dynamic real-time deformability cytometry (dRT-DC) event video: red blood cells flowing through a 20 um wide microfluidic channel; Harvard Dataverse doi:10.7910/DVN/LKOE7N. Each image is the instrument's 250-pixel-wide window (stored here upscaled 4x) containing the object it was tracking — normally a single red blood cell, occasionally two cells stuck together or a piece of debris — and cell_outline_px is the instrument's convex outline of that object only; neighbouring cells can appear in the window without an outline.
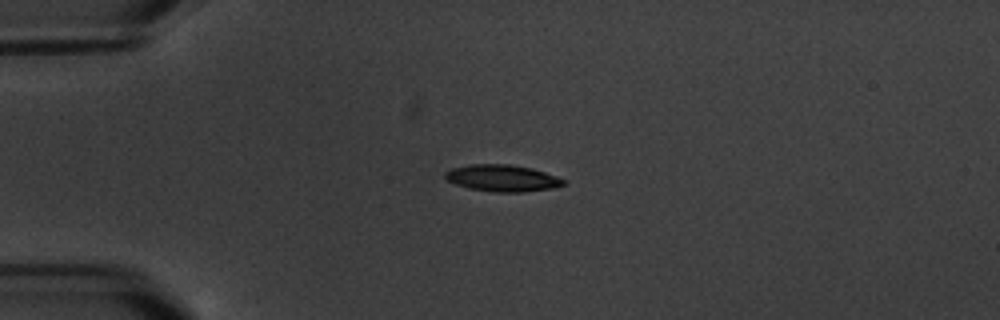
{"species": "common noctule bat (a hibernating species)", "species_latin": "Nyctalus noctula", "temperature_condition": "warm", "stored_images_in_passage": 4, "camera_frame_rate_fps": 3000, "um_per_image_px": 0.085, "animal": {"sex": "male", "body_mass_g": 20.1, "forearm_length_mm": 53.5}, "frame": {"image": 1, "passage_image": 1, "time_ms": 0.0, "image_size_px": [1000, 320], "cell_outline_px": [[568, 184], [556, 188], [520, 192], [496, 192], [468, 188], [456, 184], [448, 180], [444, 176], [444, 172], [452, 168], [472, 164], [508, 164], [532, 168], [556, 176], [564, 180]], "centroid_in_image_um": [42.73, 15.14], "position_along_channel_um": 42.3, "area_um2": 18.44}}
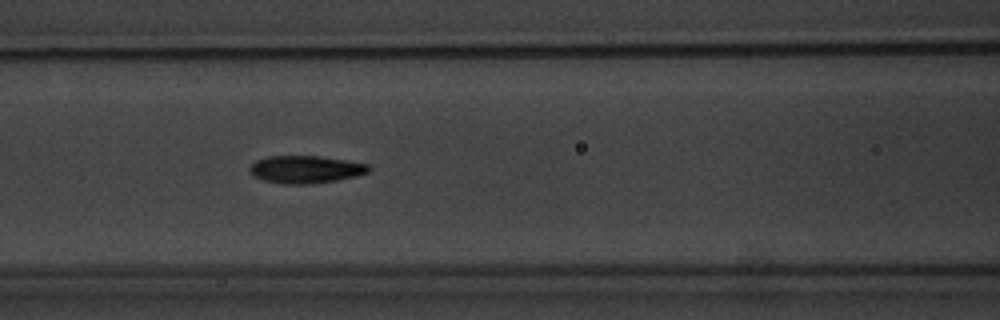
{"frame": {"image": 2, "passage_image": 4, "time_ms": 3.667, "image_size_px": [1000, 320], "cell_outline_px": [[372, 168], [368, 172], [356, 176], [336, 180], [308, 184], [284, 184], [264, 180], [252, 176], [248, 168], [256, 160], [268, 156], [320, 156], [368, 164]], "centroid_in_image_um": [25.95, 14.4], "position_along_channel_um": 140.6, "area_um2": 19.07}}